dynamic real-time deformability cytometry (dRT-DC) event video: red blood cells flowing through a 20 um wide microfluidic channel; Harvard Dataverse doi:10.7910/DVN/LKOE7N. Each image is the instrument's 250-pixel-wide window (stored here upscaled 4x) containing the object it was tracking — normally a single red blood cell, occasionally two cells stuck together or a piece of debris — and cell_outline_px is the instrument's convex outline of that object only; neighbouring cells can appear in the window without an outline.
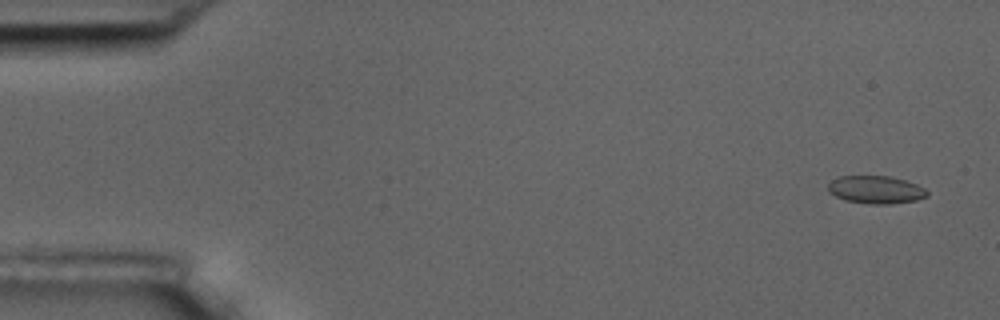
{"species": "common noctule bat (a hibernating species)", "species_latin": "Nyctalus noctula", "temperature_condition": "room temperature", "stored_images_in_passage": 56, "camera_frame_rate_fps": 3000, "um_per_image_px": 0.085, "animal": {"sex": "male", "body_mass_g": 17.5, "forearm_length_mm": 52.3}, "frame": {"image": 1, "passage_image": 3, "time_ms": 0.667, "image_size_px": [1000, 320], "cell_outline_px": [[928, 196], [916, 200], [892, 204], [868, 204], [844, 200], [828, 192], [828, 184], [832, 180], [840, 176], [892, 176], [916, 184], [924, 188], [928, 192]], "centroid_in_image_um": [74.44, 16.13], "position_along_channel_um": 10.6, "area_um2": 16.13}}
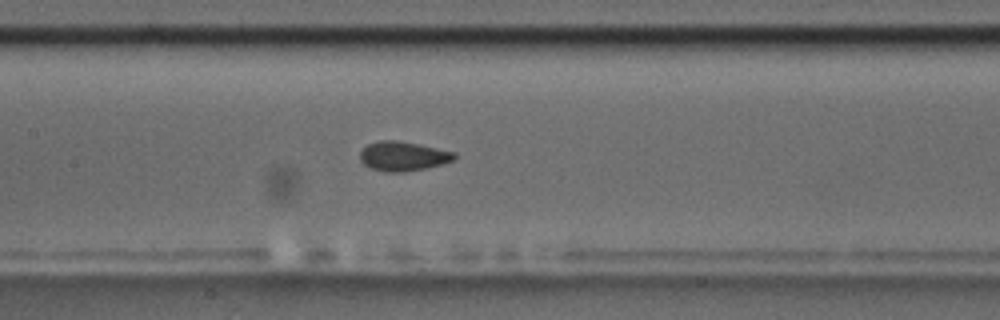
{"frame": {"image": 2, "passage_image": 27, "time_ms": 8.667, "image_size_px": [1000, 320], "cell_outline_px": [[456, 156], [452, 160], [444, 164], [404, 172], [384, 172], [372, 168], [364, 164], [360, 160], [360, 152], [368, 144], [380, 140], [396, 140], [456, 152]], "centroid_in_image_um": [34.25, 13.28], "position_along_channel_um": 173.2, "area_um2": 16.01}}
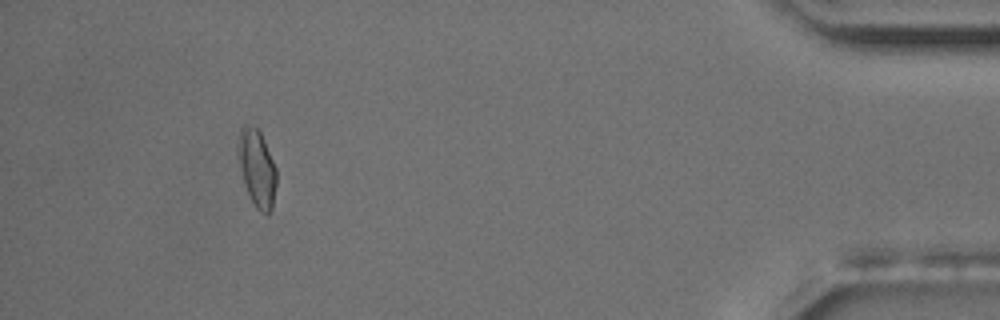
{"frame": {"image": 3, "passage_image": 52, "time_ms": 17.0, "image_size_px": [1000, 320], "cell_outline_px": [[276, 184], [272, 208], [268, 216], [260, 212], [256, 208], [244, 184], [236, 156], [240, 128], [244, 124], [248, 124], [256, 128], [260, 132], [264, 140], [276, 168]], "centroid_in_image_um": [21.82, 14.29], "position_along_channel_um": 413.4, "area_um2": 17.4}, "authors_computed_cell_mechanics": {"area_um2": 15.9817, "velocity_mm_per_s": 3.6292, "shape_relaxation_time_tau1_ms": 3.6353, "shape_relaxation_time_tau2_ms": 1.4586, "deformation_change_tau1": 0.0904, "deformation_change_tau2": 0.0546}}